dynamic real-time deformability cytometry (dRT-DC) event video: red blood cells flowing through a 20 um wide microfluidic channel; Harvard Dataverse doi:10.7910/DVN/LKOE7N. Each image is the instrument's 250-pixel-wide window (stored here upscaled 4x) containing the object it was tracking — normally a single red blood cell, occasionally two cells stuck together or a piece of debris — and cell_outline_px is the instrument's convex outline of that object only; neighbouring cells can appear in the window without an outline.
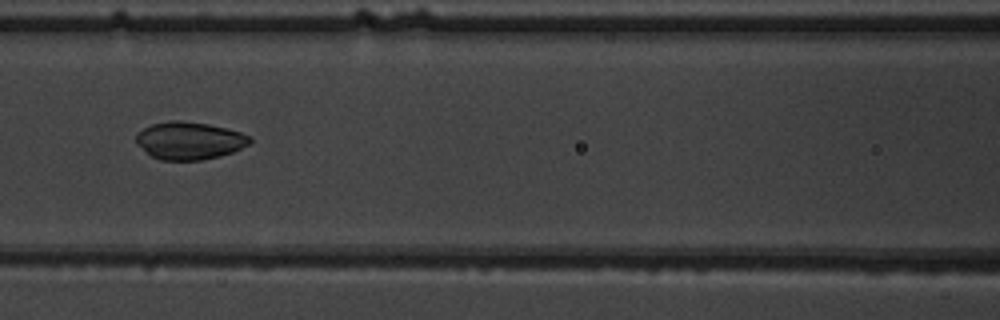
{"species": "common noctule bat (a hibernating species)", "species_latin": "Nyctalus noctula", "temperature_condition": "warm", "stored_images_in_passage": 3, "camera_frame_rate_fps": 3000, "um_per_image_px": 0.085, "animal": {"sex": "male", "body_mass_g": 19.5, "forearm_length_mm": 54.6}, "frame": {"image": 1, "passage_image": 3, "time_ms": 2.333, "image_size_px": [1000, 320], "cell_outline_px": [[252, 140], [248, 144], [232, 152], [220, 156], [200, 160], [160, 160], [152, 156], [136, 140], [136, 132], [152, 124], [172, 120], [180, 120], [208, 124], [228, 128], [240, 132], [248, 136]], "centroid_in_image_um": [16.11, 11.94], "position_along_channel_um": 150.5, "area_um2": 24.62}}